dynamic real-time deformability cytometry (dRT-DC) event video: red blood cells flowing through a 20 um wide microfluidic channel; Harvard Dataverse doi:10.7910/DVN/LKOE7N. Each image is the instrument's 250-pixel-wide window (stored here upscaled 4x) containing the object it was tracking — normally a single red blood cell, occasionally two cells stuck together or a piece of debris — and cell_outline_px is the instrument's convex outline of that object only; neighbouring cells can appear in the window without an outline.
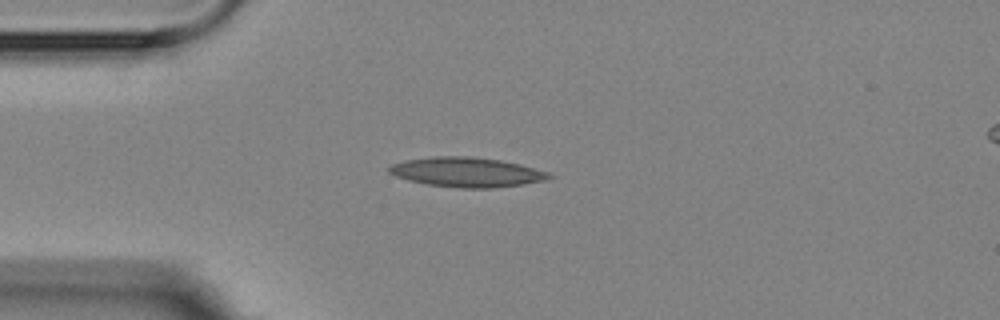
{"species": "Egyptian fruit bat (a non-hibernating species)", "species_latin": "Rousettus aegyptiacus", "temperature_condition": "room temperature", "stored_images_in_passage": 4, "segment_of_instrument_passage": [1, 2], "camera_frame_rate_fps": 3000, "um_per_image_px": 0.085, "animal": {"sex": "female"}, "frame": {"image": 1, "passage_image": 3, "time_ms": 2.333, "image_size_px": [1000, 320], "cell_outline_px": [[556, 176], [548, 180], [524, 184], [492, 188], [460, 188], [428, 184], [408, 180], [396, 176], [388, 172], [388, 168], [392, 164], [404, 160], [432, 156], [468, 156], [500, 160], [520, 164], [552, 172]], "centroid_in_image_um": [39.74, 14.63], "position_along_channel_um": 45.3, "area_um2": 27.92}}